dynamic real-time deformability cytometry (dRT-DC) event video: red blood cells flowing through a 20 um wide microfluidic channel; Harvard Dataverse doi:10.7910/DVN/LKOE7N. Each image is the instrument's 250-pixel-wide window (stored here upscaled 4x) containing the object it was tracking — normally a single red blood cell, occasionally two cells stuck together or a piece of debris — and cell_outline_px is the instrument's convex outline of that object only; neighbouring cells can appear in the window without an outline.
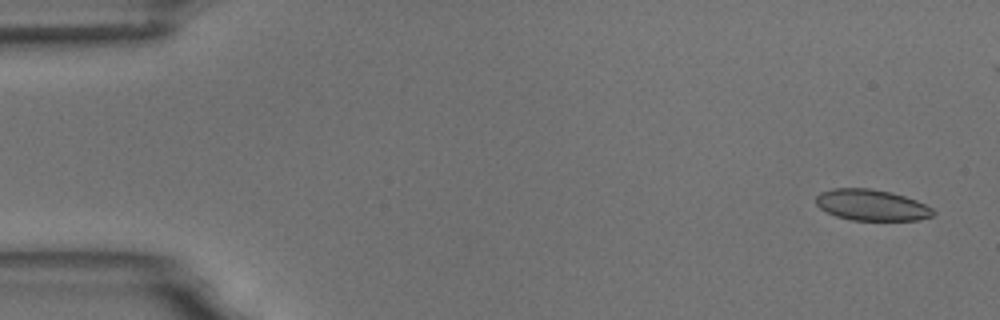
{"species": "common noctule bat (a hibernating species)", "species_latin": "Nyctalus noctula", "temperature_condition": "room temperature", "stored_images_in_passage": 8, "camera_frame_rate_fps": 3000, "um_per_image_px": 0.085, "animal": {"sex": "male", "body_mass_g": 18.8}, "frame": {"image": 1, "passage_image": 1, "time_ms": 0.0, "image_size_px": [1000, 320], "cell_outline_px": [[936, 212], [932, 216], [916, 220], [852, 220], [836, 216], [820, 208], [816, 204], [816, 196], [820, 192], [832, 188], [868, 188], [892, 192], [916, 200], [932, 208]], "centroid_in_image_um": [74.07, 17.42], "position_along_channel_um": 10.9, "area_um2": 21.21}}
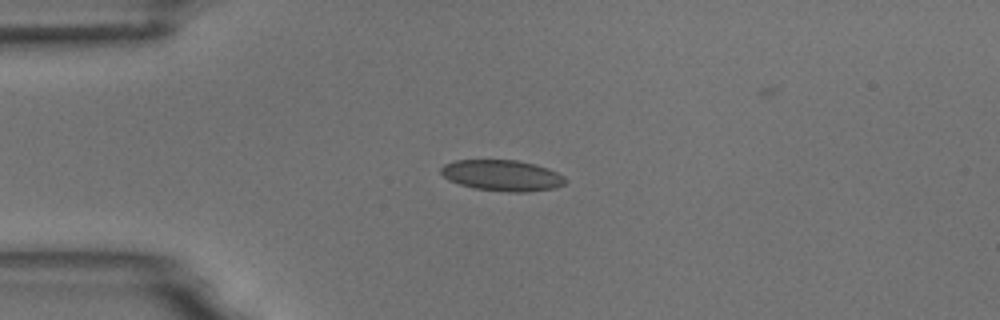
{"frame": {"image": 2, "passage_image": 4, "time_ms": 3.667, "image_size_px": [1000, 320], "cell_outline_px": [[568, 180], [564, 184], [556, 188], [528, 192], [508, 192], [476, 188], [460, 184], [448, 180], [440, 172], [440, 168], [444, 164], [456, 160], [516, 160], [536, 164], [548, 168], [564, 176]], "centroid_in_image_um": [42.71, 14.91], "position_along_channel_um": 42.3, "area_um2": 22.54}}